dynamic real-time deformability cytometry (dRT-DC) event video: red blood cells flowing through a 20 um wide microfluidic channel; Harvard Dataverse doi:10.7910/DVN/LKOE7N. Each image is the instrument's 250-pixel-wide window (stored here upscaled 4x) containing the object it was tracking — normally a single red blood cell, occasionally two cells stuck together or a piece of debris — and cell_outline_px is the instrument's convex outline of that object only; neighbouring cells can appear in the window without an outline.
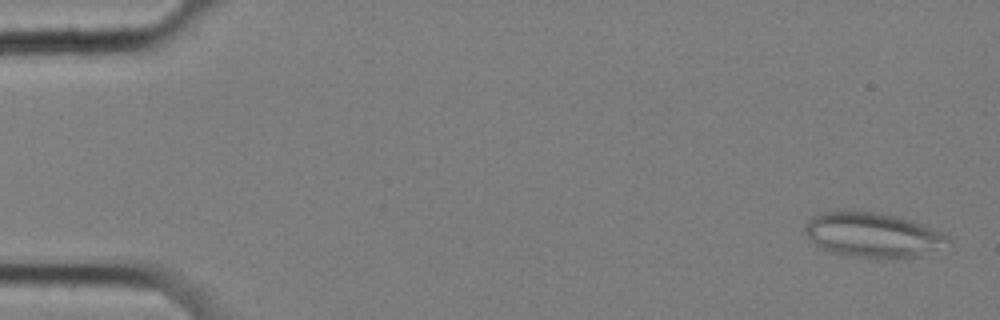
{"species": "common noctule bat (a hibernating species)", "species_latin": "Nyctalus noctula", "temperature_condition": "cold", "stored_images_in_passage": 58, "camera_frame_rate_fps": 3000, "um_per_image_px": 0.085, "animal": {"sex": "female", "body_mass_g": 25.1}, "frame": {"image": 1, "passage_image": 3, "time_ms": 0.667, "image_size_px": [1000, 320], "cell_outline_px": [[952, 240], [936, 248], [916, 256], [892, 260], [848, 256], [816, 248], [808, 236], [804, 228], [804, 224], [812, 216], [820, 212], [848, 208], [876, 212], [896, 216], [912, 220], [940, 232], [948, 236]], "centroid_in_image_um": [74.07, 19.95], "position_along_channel_um": 10.9, "area_um2": 38.03}}
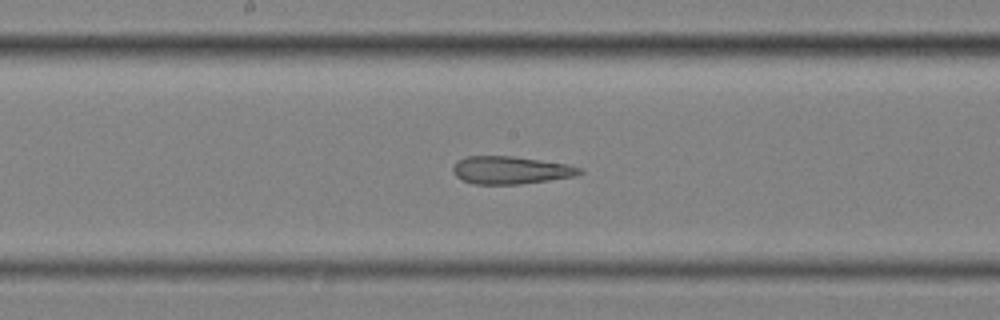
{"frame": {"image": 2, "passage_image": 31, "time_ms": 10.0, "image_size_px": [1000, 320], "cell_outline_px": [[584, 172], [576, 176], [520, 184], [472, 184], [456, 176], [452, 172], [452, 168], [456, 160], [464, 156], [512, 156], [568, 164], [584, 168]], "centroid_in_image_um": [43.41, 14.45], "position_along_channel_um": 204.8, "area_um2": 20.63}}
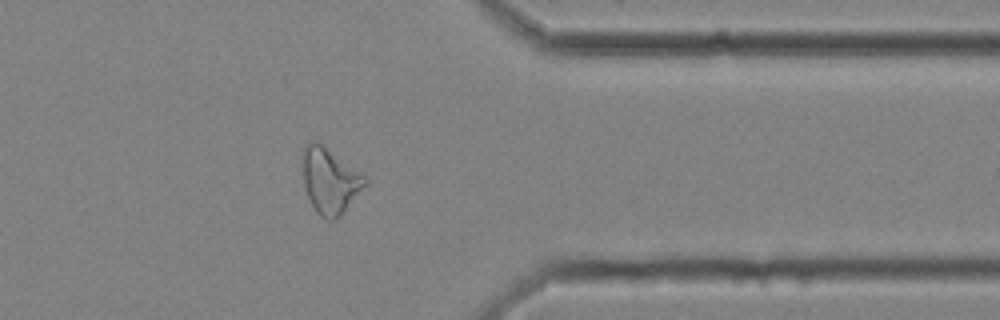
{"frame": {"image": 3, "passage_image": 47, "time_ms": 15.333, "image_size_px": [1000, 320], "cell_outline_px": [[368, 184], [344, 212], [336, 220], [328, 220], [320, 216], [316, 212], [308, 196], [304, 184], [304, 148], [308, 140], [316, 140], [364, 172], [368, 176]], "centroid_in_image_um": [28.12, 15.35], "position_along_channel_um": 383.3, "area_um2": 24.22}, "authors_computed_cell_mechanics": {"area_um2": 25.8077, "velocity_mm_per_s": 3.5278, "shape_relaxation_time_tau1_ms": null, "shape_relaxation_time_tau2_ms": 3.0715, "deformation_change_tau1": null, "deformation_change_tau2": 0.1345}}